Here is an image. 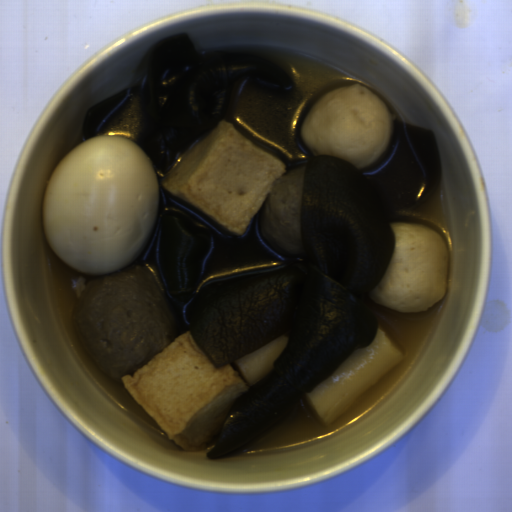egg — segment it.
<instances>
[{
  "label": "egg",
  "mask_w": 512,
  "mask_h": 512,
  "mask_svg": "<svg viewBox=\"0 0 512 512\" xmlns=\"http://www.w3.org/2000/svg\"><path fill=\"white\" fill-rule=\"evenodd\" d=\"M160 203L158 171L131 137L95 134L50 173L41 226L46 245L76 273L104 277L142 256Z\"/></svg>",
  "instance_id": "obj_1"
}]
</instances>
